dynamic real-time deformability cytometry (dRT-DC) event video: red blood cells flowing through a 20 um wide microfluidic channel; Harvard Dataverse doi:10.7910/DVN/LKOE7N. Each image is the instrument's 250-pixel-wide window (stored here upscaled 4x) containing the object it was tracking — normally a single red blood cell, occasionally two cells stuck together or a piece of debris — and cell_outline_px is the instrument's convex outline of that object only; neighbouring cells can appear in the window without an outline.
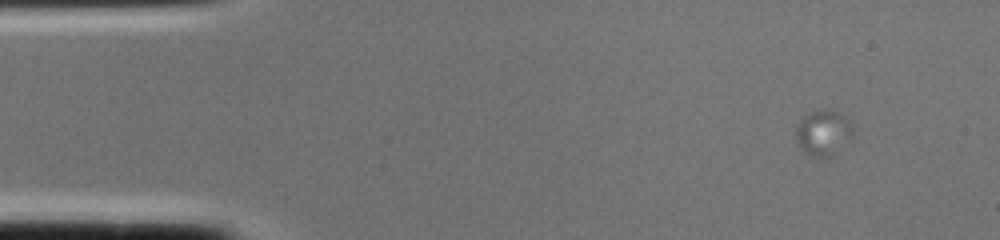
{"species": "common noctule bat (a hibernating species)", "species_latin": "Nyctalus noctula", "temperature_condition": "cold", "stored_images_in_passage": 2, "camera_frame_rate_fps": 3000, "um_per_image_px": 0.085, "animal": {"sex": "female", "body_mass_g": 22.0, "forearm_length_mm": 56.7}, "frame": {"image": 1, "passage_image": 1, "time_ms": 0.0, "image_size_px": [1000, 240], "cell_outline_px": [[852, 140], [832, 156], [812, 156], [804, 152], [800, 148], [796, 140], [796, 124], [804, 116], [820, 108], [828, 108], [844, 116], [848, 120], [852, 128]], "centroid_in_image_um": [69.98, 11.28], "position_along_channel_um": 15.0, "area_um2": 15.26}}
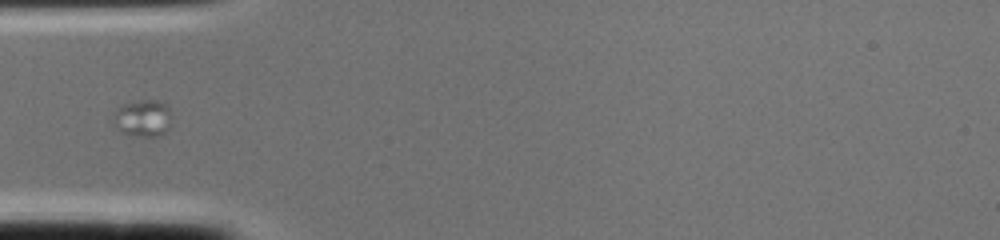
{"frame": {"image": 2, "passage_image": 2, "time_ms": 0.333, "image_size_px": [1000, 240], "cell_outline_px": [[168, 128], [164, 132], [156, 136], [136, 136], [124, 132], [116, 124], [112, 116], [124, 104], [144, 100], [156, 100], [168, 104]], "centroid_in_image_um": [12.15, 10.03], "position_along_channel_um": 72.8, "area_um2": 11.85}}